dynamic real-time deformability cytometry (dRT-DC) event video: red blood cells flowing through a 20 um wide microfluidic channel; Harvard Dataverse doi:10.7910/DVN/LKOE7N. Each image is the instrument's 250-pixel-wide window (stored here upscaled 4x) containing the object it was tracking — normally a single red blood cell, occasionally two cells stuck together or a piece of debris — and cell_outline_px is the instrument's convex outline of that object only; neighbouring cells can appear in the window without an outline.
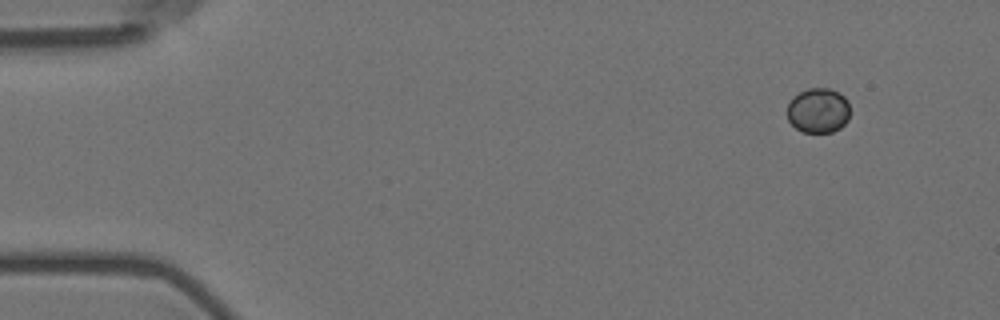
{"species": "Egyptian fruit bat (a non-hibernating species)", "species_latin": "Rousettus aegyptiacus", "temperature_condition": "room temperature", "stored_images_in_passage": 5, "camera_frame_rate_fps": 3000, "um_per_image_px": 0.085, "animal": {"sex": "female"}, "frame": {"image": 1, "passage_image": 1, "time_ms": 0.0, "image_size_px": [1000, 320], "cell_outline_px": [[848, 120], [840, 128], [832, 132], [804, 132], [796, 128], [788, 120], [788, 104], [792, 96], [808, 88], [828, 88], [844, 96], [848, 100]], "centroid_in_image_um": [69.54, 9.39], "position_along_channel_um": 15.5, "area_um2": 16.36}}